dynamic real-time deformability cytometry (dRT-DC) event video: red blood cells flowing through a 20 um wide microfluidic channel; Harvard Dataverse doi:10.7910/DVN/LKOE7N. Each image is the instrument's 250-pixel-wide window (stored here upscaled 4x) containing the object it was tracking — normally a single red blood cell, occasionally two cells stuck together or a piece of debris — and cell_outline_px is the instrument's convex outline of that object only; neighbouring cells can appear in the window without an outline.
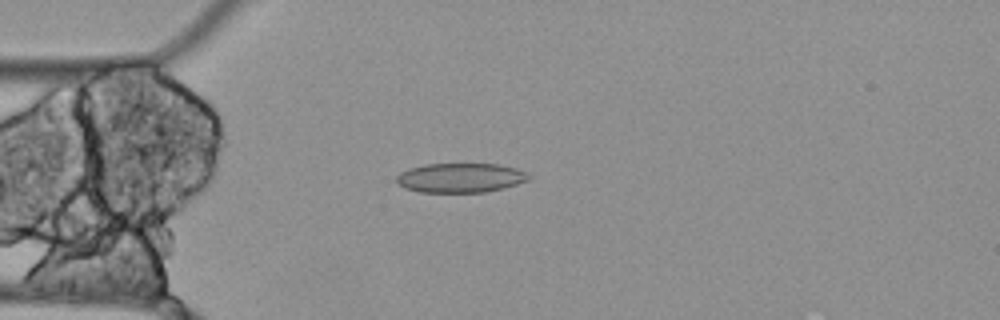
{"species": "Egyptian fruit bat (a non-hibernating species)", "species_latin": "Rousettus aegyptiacus", "temperature_condition": "cold", "stored_images_in_passage": 33, "camera_frame_rate_fps": 3000, "um_per_image_px": 0.085, "animal": {"sex": "female"}, "frame": {"image": 1, "passage_image": 3, "time_ms": 0.667, "image_size_px": [1000, 320], "cell_outline_px": [[532, 176], [528, 180], [516, 184], [484, 192], [420, 192], [404, 188], [396, 184], [396, 176], [400, 172], [408, 168], [424, 164], [500, 164], [516, 168]], "centroid_in_image_um": [39.08, 15.11], "position_along_channel_um": 45.9, "area_um2": 22.72}}
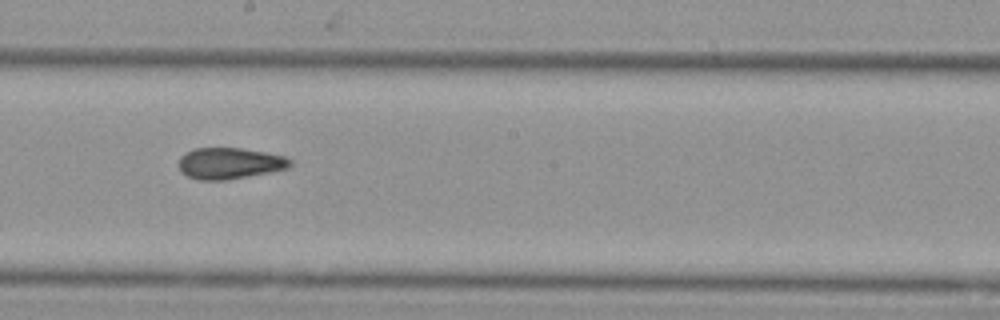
{"frame": {"image": 2, "passage_image": 19, "time_ms": 6.0, "image_size_px": [1000, 320], "cell_outline_px": [[292, 164], [288, 168], [248, 176], [224, 180], [200, 180], [188, 176], [180, 172], [180, 156], [192, 148], [240, 148], [264, 152], [284, 156], [292, 160]], "centroid_in_image_um": [19.5, 13.87], "position_along_channel_um": 228.7, "area_um2": 20.17}}
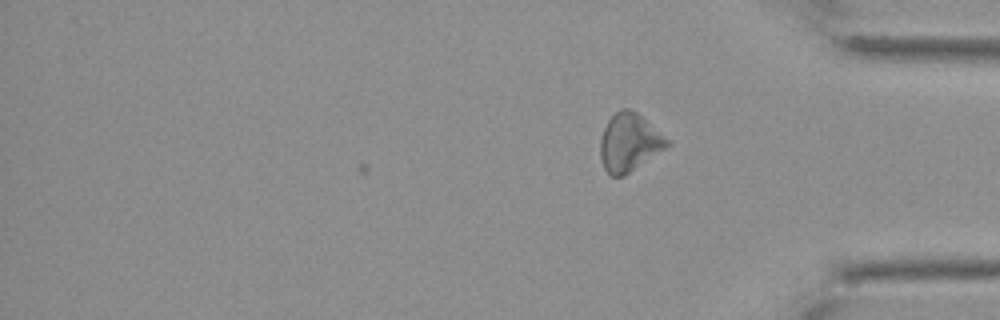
{"frame": {"image": 3, "passage_image": 33, "time_ms": 10.667, "image_size_px": [1000, 320], "cell_outline_px": [[672, 144], [624, 176], [612, 176], [604, 168], [600, 160], [600, 140], [604, 128], [608, 120], [620, 108], [628, 108], [636, 112], [668, 140]], "centroid_in_image_um": [53.46, 12.12], "position_along_channel_um": 381.7, "area_um2": 22.25}}